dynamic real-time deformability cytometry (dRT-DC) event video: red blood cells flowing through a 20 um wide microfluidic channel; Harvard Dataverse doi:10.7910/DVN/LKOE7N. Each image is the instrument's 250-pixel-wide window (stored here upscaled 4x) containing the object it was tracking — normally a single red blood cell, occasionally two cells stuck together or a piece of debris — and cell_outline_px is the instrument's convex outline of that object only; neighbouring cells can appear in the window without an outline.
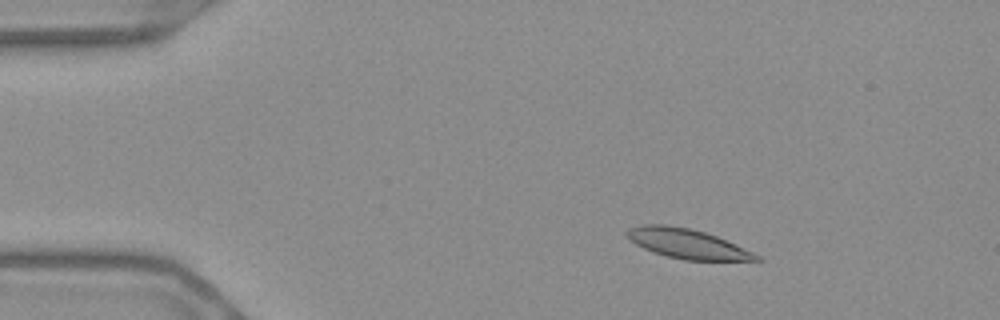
{"species": "Egyptian fruit bat (a non-hibernating species)", "species_latin": "Rousettus aegyptiacus", "temperature_condition": "warm", "stored_images_in_passage": 56, "camera_frame_rate_fps": 3000, "um_per_image_px": 0.085, "frame": {"image": 1, "passage_image": 9, "time_ms": 2.667, "image_size_px": [1000, 320], "cell_outline_px": [[764, 260], [684, 260], [652, 252], [636, 244], [624, 236], [624, 232], [628, 228], [644, 224], [668, 224], [688, 228], [704, 232], [716, 236], [752, 252], [760, 256]], "centroid_in_image_um": [58.34, 20.7], "position_along_channel_um": 26.7, "area_um2": 22.2}}
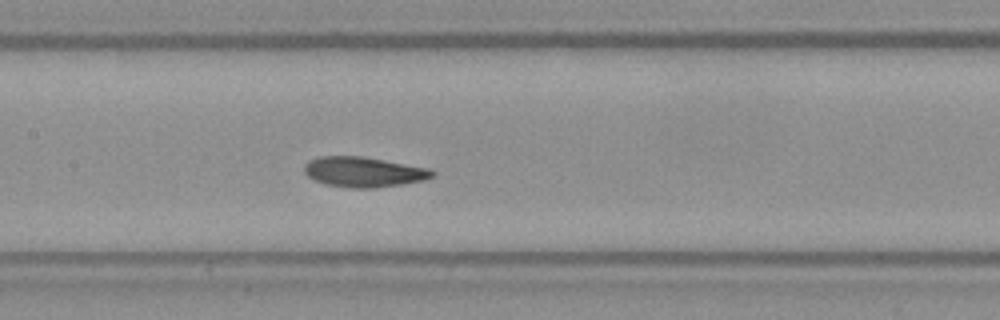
{"frame": {"image": 2, "passage_image": 27, "time_ms": 8.667, "image_size_px": [1000, 320], "cell_outline_px": [[436, 172], [432, 176], [424, 180], [404, 184], [372, 188], [348, 188], [324, 184], [312, 180], [304, 172], [304, 164], [308, 160], [320, 156], [360, 156], [428, 168]], "centroid_in_image_um": [30.85, 14.62], "position_along_channel_um": 176.5, "area_um2": 22.54}}
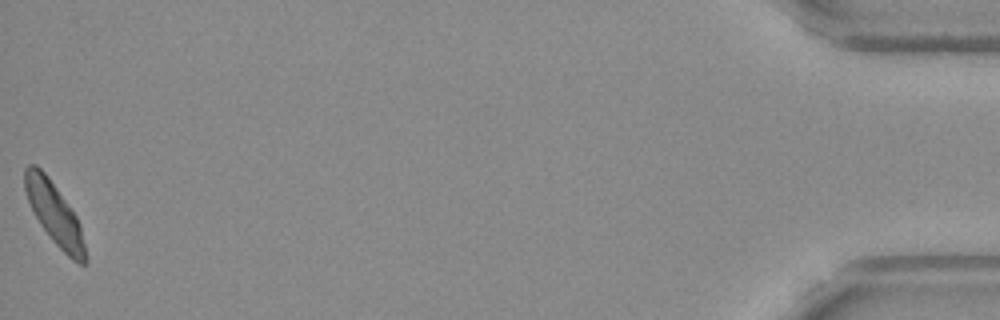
{"frame": {"image": 3, "passage_image": 56, "time_ms": 18.333, "image_size_px": [1000, 320], "cell_outline_px": [[84, 264], [80, 264], [72, 260], [52, 240], [40, 224], [28, 200], [24, 188], [24, 168], [28, 164], [36, 164], [48, 176], [76, 216], [80, 224], [84, 244]], "centroid_in_image_um": [4.59, 18.11], "position_along_channel_um": 430.6, "area_um2": 21.21}, "authors_computed_cell_mechanics": {"area_um2": 22.2241, "velocity_mm_per_s": 3.6445, "shape_relaxation_time_tau1_ms": 8.0329, "shape_relaxation_time_tau2_ms": 2.1899, "deformation_change_tau1": 0.1851, "deformation_change_tau2": 0.0674}}